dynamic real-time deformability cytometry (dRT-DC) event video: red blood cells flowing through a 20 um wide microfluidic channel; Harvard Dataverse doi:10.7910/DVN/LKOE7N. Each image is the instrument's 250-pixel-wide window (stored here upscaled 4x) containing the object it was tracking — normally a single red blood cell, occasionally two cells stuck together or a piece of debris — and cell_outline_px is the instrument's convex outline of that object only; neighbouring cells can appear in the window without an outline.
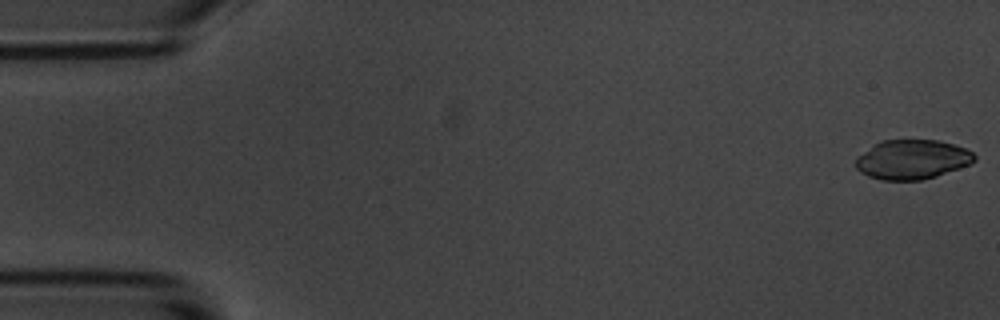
{"species": "common noctule bat (a hibernating species)", "species_latin": "Nyctalus noctula", "temperature_condition": "room temperature", "stored_images_in_passage": 57, "camera_frame_rate_fps": 3000, "um_per_image_px": 0.085, "animal": {"sex": "male", "body_mass_g": 20.1, "forearm_length_mm": 53.5}, "frame": {"image": 1, "passage_image": 1, "time_ms": 0.0, "image_size_px": [1000, 320], "cell_outline_px": [[976, 160], [972, 164], [936, 176], [920, 180], [880, 180], [868, 176], [860, 172], [856, 168], [856, 156], [880, 140], [940, 140], [964, 148], [972, 152], [976, 156]], "centroid_in_image_um": [77.52, 13.55], "position_along_channel_um": 7.5, "area_um2": 27.46}}